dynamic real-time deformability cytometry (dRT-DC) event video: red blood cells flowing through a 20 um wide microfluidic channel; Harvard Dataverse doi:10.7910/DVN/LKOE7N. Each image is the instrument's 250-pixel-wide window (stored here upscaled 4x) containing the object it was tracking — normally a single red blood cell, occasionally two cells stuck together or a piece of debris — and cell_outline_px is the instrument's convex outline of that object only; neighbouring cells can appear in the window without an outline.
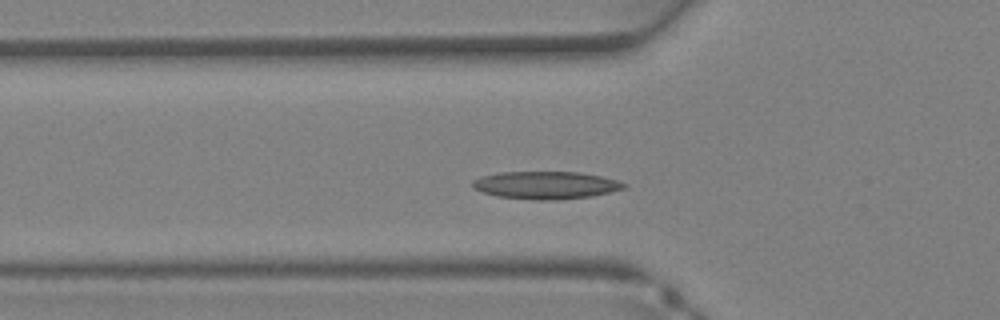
{"species": "Egyptian fruit bat (a non-hibernating species)", "species_latin": "Rousettus aegyptiacus", "temperature_condition": "warm", "stored_images_in_passage": 34, "camera_frame_rate_fps": 3000, "um_per_image_px": 0.085, "animal": {"sex": "female"}, "frame": {"image": 1, "passage_image": 9, "time_ms": 2.667, "image_size_px": [1000, 320], "cell_outline_px": [[628, 184], [624, 188], [592, 196], [560, 200], [536, 200], [496, 196], [472, 188], [472, 180], [480, 176], [500, 172], [580, 172], [600, 176], [616, 180]], "centroid_in_image_um": [46.36, 15.74], "position_along_channel_um": 79.4, "area_um2": 24.39}}
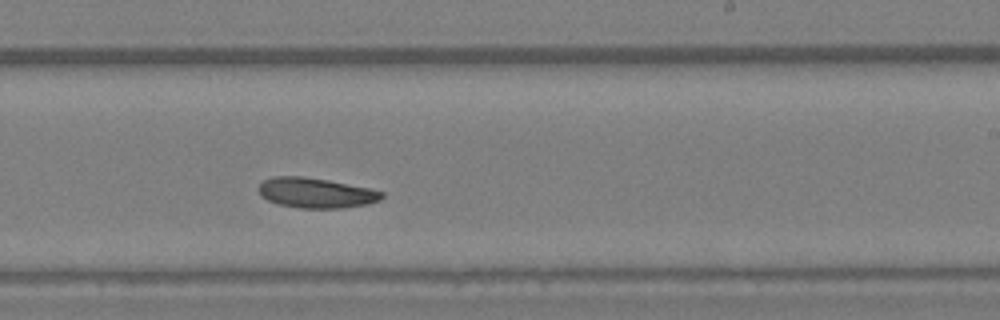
{"frame": {"image": 2, "passage_image": 19, "time_ms": 6.0, "image_size_px": [1000, 320], "cell_outline_px": [[384, 196], [380, 200], [364, 204], [340, 208], [300, 208], [280, 204], [268, 200], [260, 196], [260, 184], [264, 180], [276, 176], [300, 176], [328, 180], [372, 188], [384, 192]], "centroid_in_image_um": [26.88, 16.39], "position_along_channel_um": 262.1, "area_um2": 21.44}}
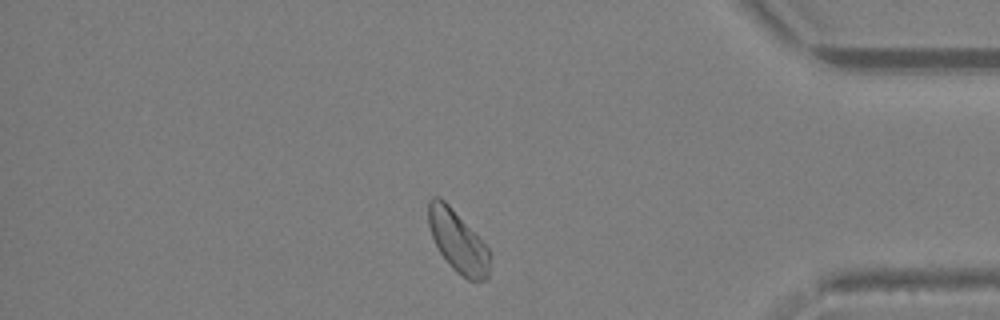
{"frame": {"image": 3, "passage_image": 28, "time_ms": 9.0, "image_size_px": [1000, 320], "cell_outline_px": [[488, 280], [468, 280], [456, 272], [448, 264], [440, 252], [432, 236], [428, 224], [428, 200], [432, 196], [440, 196], [448, 204], [488, 248]], "centroid_in_image_um": [38.87, 20.51], "position_along_channel_um": 396.3, "area_um2": 21.62}}